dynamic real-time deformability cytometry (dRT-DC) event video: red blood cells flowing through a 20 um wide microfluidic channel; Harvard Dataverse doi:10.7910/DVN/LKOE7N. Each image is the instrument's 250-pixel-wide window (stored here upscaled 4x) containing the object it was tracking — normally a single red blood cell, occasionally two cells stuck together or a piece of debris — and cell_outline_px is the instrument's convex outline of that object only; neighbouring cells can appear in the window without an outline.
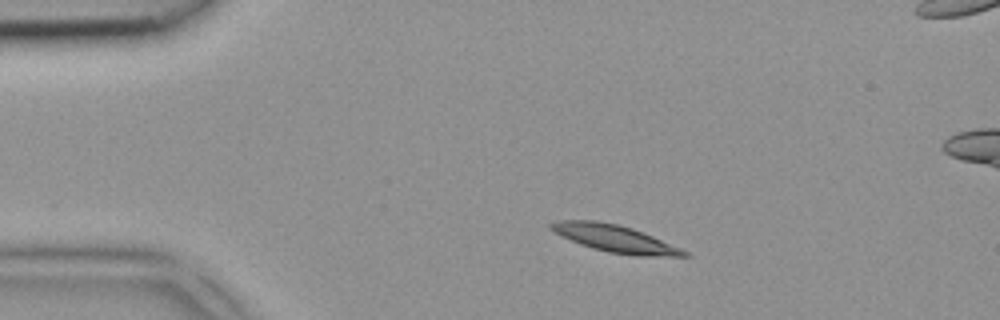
{"species": "common noctule bat (a hibernating species)", "species_latin": "Nyctalus noctula", "temperature_condition": "room temperature", "stored_images_in_passage": 3, "camera_frame_rate_fps": 3000, "um_per_image_px": 0.085, "animal": {"sex": "female", "body_mass_g": 18.4}, "frame": {"image": 1, "passage_image": 1, "time_ms": 0.0, "image_size_px": [1000, 320], "cell_outline_px": [[692, 256], [632, 256], [608, 252], [592, 248], [580, 244], [560, 236], [552, 232], [548, 228], [548, 224], [556, 220], [596, 220], [616, 224], [632, 228], [652, 236], [680, 248], [688, 252]], "centroid_in_image_um": [52.2, 20.27], "position_along_channel_um": 32.8, "area_um2": 21.21}}